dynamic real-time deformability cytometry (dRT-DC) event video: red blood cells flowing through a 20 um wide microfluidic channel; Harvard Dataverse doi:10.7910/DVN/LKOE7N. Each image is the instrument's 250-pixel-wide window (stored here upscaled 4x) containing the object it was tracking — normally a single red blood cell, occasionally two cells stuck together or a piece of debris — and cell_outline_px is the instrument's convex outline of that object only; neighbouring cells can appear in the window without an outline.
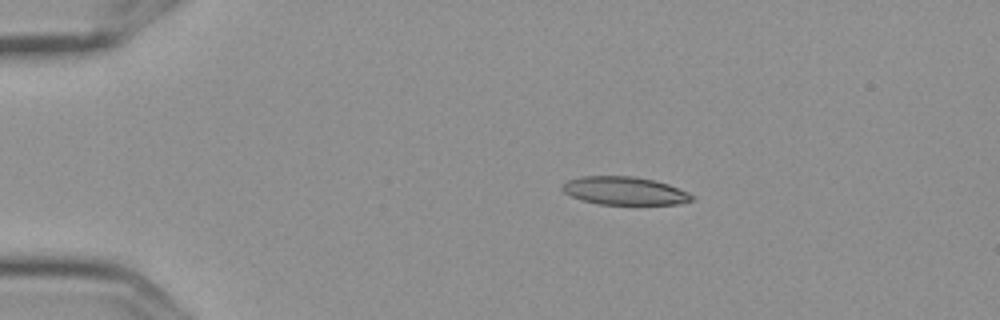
{"species": "Egyptian fruit bat (a non-hibernating species)", "species_latin": "Rousettus aegyptiacus", "temperature_condition": "cold", "stored_images_in_passage": 4, "camera_frame_rate_fps": 3000, "um_per_image_px": 0.085, "frame": {"image": 1, "passage_image": 1, "time_ms": 0.0, "image_size_px": [1000, 320], "cell_outline_px": [[696, 196], [692, 200], [680, 204], [596, 204], [572, 196], [564, 192], [560, 188], [560, 184], [568, 180], [580, 176], [632, 176], [652, 180], [668, 184], [688, 192]], "centroid_in_image_um": [53.07, 16.21], "position_along_channel_um": 31.9, "area_um2": 21.21}}
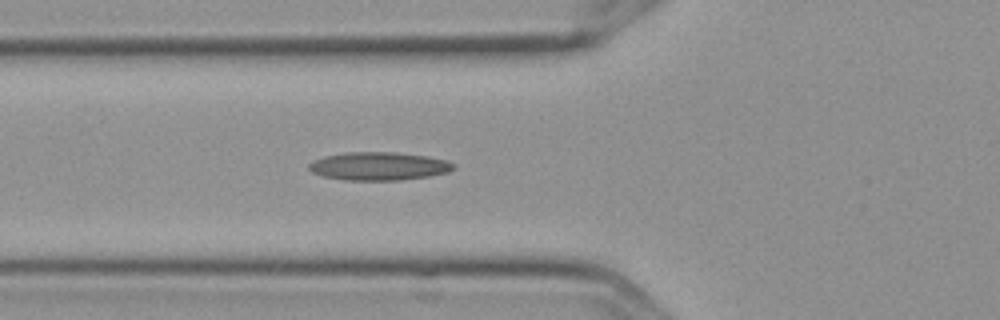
{"frame": {"image": 2, "passage_image": 4, "time_ms": 1.0, "image_size_px": [1000, 320], "cell_outline_px": [[456, 168], [448, 172], [428, 176], [400, 180], [344, 180], [324, 176], [312, 172], [308, 168], [308, 164], [324, 156], [348, 152], [396, 152], [428, 156], [448, 160], [456, 164]], "centroid_in_image_um": [32.25, 14.12], "position_along_channel_um": 93.6, "area_um2": 23.81}}